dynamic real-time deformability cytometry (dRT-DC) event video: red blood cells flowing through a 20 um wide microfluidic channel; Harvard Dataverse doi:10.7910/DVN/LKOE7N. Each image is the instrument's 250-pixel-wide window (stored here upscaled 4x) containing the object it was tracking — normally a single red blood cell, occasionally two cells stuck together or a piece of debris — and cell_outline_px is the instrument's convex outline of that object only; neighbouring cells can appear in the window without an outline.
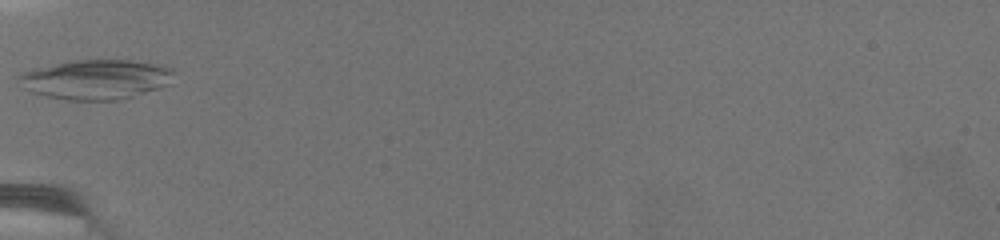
{"species": "common noctule bat (a hibernating species)", "species_latin": "Nyctalus noctula", "temperature_condition": "warm", "stored_images_in_passage": 3, "camera_frame_rate_fps": 3000, "um_per_image_px": 0.085, "animal": {"sex": "female", "body_mass_g": 19.5, "forearm_length_mm": 54.1}, "frame": {"image": 1, "passage_image": 1, "time_ms": 0.0, "image_size_px": [1000, 240], "cell_outline_px": [[172, 84], [160, 88], [120, 100], [64, 100], [44, 96], [32, 92], [24, 88], [16, 80], [16, 76], [24, 72], [36, 68], [76, 60], [140, 60], [164, 64], [172, 68]], "centroid_in_image_um": [8.2, 6.75], "position_along_channel_um": 76.8, "area_um2": 36.3}}